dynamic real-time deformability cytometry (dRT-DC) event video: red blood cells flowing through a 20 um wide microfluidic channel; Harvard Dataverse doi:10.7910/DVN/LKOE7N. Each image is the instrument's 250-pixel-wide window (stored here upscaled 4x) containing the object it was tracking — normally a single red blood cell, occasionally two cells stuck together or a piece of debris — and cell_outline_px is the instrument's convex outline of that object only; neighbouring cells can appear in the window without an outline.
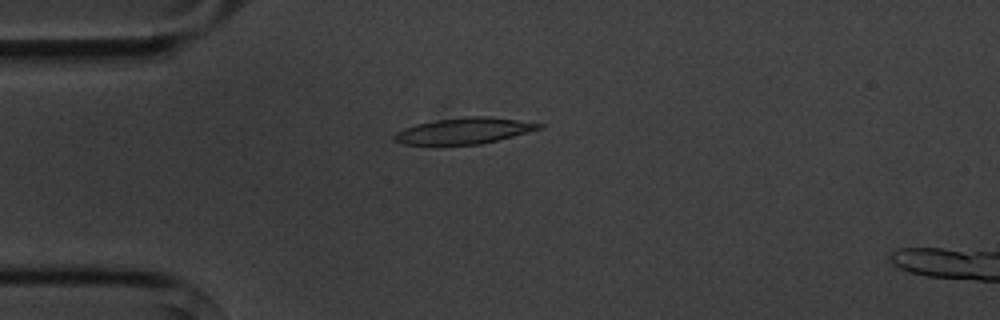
{"species": "common noctule bat (a hibernating species)", "species_latin": "Nyctalus noctula", "temperature_condition": "cold", "stored_images_in_passage": 5, "camera_frame_rate_fps": 3000, "um_per_image_px": 0.085, "animal": {"sex": "male", "body_mass_g": 20.1, "forearm_length_mm": 53.5}, "frame": {"image": 1, "passage_image": 3, "time_ms": 3.333, "image_size_px": [1000, 320], "cell_outline_px": [[544, 128], [480, 144], [436, 148], [404, 144], [392, 140], [392, 136], [396, 132], [404, 128], [416, 124], [436, 120], [468, 116], [488, 116], [544, 124]], "centroid_in_image_um": [39.33, 11.17], "position_along_channel_um": 45.7, "area_um2": 22.83}}
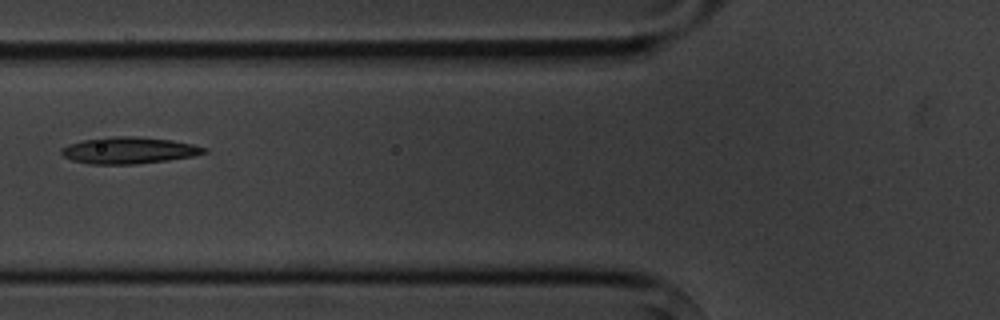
{"frame": {"image": 2, "passage_image": 5, "time_ms": 5.667, "image_size_px": [1000, 320], "cell_outline_px": [[208, 152], [192, 156], [168, 160], [136, 164], [88, 164], [72, 160], [64, 156], [60, 152], [60, 148], [68, 144], [84, 140], [112, 136], [136, 136], [172, 140], [192, 144], [208, 148]], "centroid_in_image_um": [10.95, 12.78], "position_along_channel_um": 114.9, "area_um2": 22.2}}